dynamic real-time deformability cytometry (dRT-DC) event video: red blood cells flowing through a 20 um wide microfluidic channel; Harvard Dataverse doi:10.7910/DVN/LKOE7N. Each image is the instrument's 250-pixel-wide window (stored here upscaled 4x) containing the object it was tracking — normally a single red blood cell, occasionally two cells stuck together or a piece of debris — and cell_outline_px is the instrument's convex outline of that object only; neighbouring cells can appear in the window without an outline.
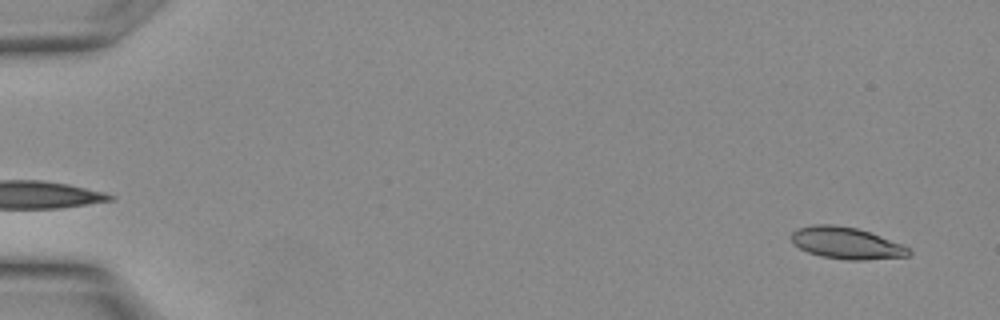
{"species": "Egyptian fruit bat (a non-hibernating species)", "species_latin": "Rousettus aegyptiacus", "temperature_condition": "warm", "stored_images_in_passage": 13, "camera_frame_rate_fps": 3000, "um_per_image_px": 0.085, "animal": {"sex": "female"}, "frame": {"image": 1, "passage_image": 1, "time_ms": 0.0, "image_size_px": [1000, 320], "cell_outline_px": [[912, 252], [908, 256], [864, 260], [848, 260], [820, 256], [808, 252], [792, 244], [792, 232], [796, 228], [812, 224], [832, 224], [856, 228], [880, 236], [900, 244], [908, 248]], "centroid_in_image_um": [71.89, 20.66], "position_along_channel_um": 13.1, "area_um2": 21.62}}
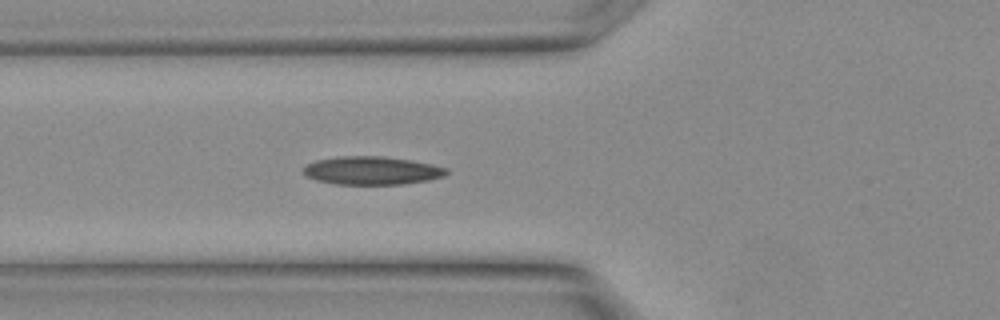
{"frame": {"image": 2, "passage_image": 11, "time_ms": 3.333, "image_size_px": [1000, 320], "cell_outline_px": [[448, 172], [444, 176], [428, 180], [404, 184], [336, 184], [316, 180], [304, 176], [300, 168], [304, 164], [316, 160], [336, 156], [380, 156], [412, 160], [432, 164], [448, 168]], "centroid_in_image_um": [31.54, 14.49], "position_along_channel_um": 94.3, "area_um2": 23.87}}
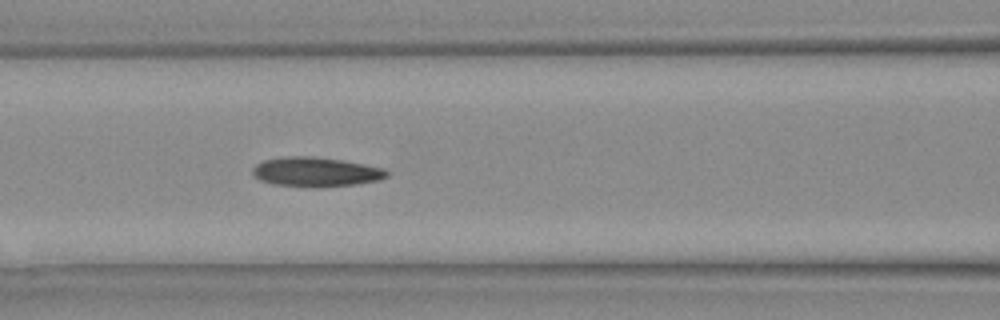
{"frame": {"image": 3, "passage_image": 13, "time_ms": 4.0, "image_size_px": [1000, 320], "cell_outline_px": [[388, 176], [380, 180], [352, 184], [276, 184], [260, 180], [252, 172], [252, 168], [256, 164], [264, 160], [280, 156], [316, 156], [344, 160], [388, 168]], "centroid_in_image_um": [26.89, 14.54], "position_along_channel_um": 139.7, "area_um2": 22.25}}